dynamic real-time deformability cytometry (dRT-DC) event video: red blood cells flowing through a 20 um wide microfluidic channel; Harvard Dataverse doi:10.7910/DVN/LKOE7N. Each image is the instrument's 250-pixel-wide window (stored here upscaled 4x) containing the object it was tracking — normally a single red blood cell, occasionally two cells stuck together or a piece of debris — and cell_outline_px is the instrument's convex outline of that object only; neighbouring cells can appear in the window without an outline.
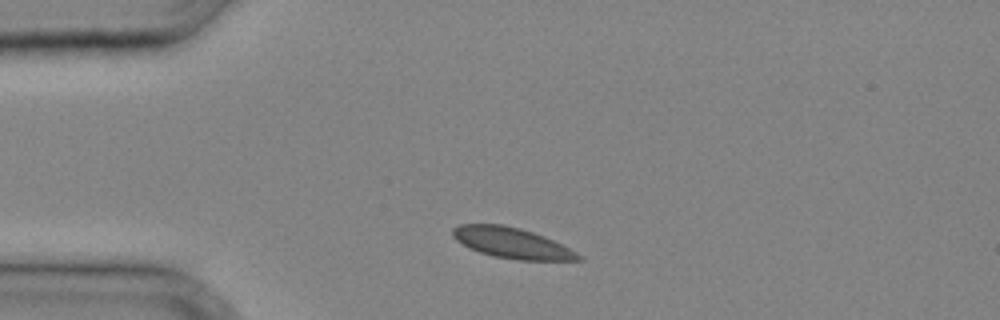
{"species": "common noctule bat (a hibernating species)", "species_latin": "Nyctalus noctula", "temperature_condition": "cold", "stored_images_in_passage": 27, "camera_frame_rate_fps": 3000, "um_per_image_px": 0.085, "animal": {"sex": "male", "body_mass_g": 20.4}, "frame": {"image": 1, "passage_image": 1, "time_ms": 0.0, "image_size_px": [1000, 320], "cell_outline_px": [[584, 260], [516, 260], [492, 256], [468, 248], [456, 240], [452, 236], [452, 228], [460, 224], [500, 224], [520, 228], [544, 236], [576, 252]], "centroid_in_image_um": [43.45, 20.65], "position_along_channel_um": 41.5, "area_um2": 22.31}}
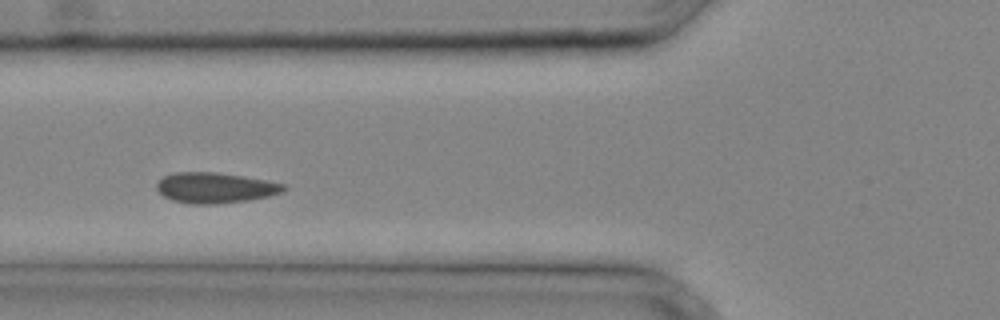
{"frame": {"image": 2, "passage_image": 6, "time_ms": 1.667, "image_size_px": [1000, 320], "cell_outline_px": [[288, 188], [280, 192], [268, 196], [248, 200], [216, 204], [188, 204], [172, 200], [164, 196], [156, 188], [156, 184], [164, 176], [176, 172], [220, 172], [244, 176], [284, 184]], "centroid_in_image_um": [18.27, 15.96], "position_along_channel_um": 107.5, "area_um2": 22.54}}
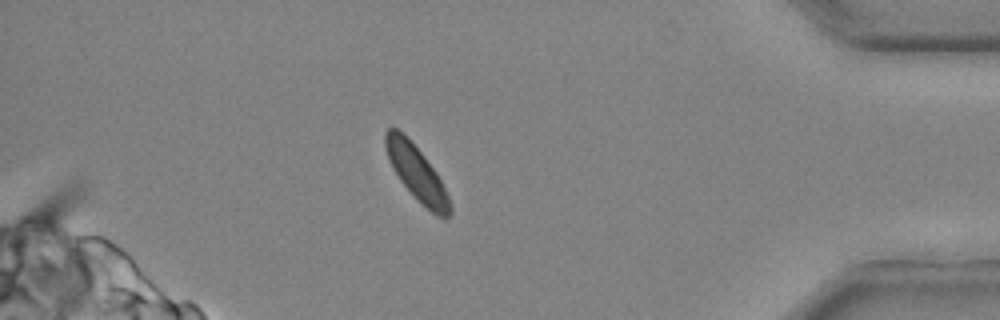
{"frame": {"image": 3, "passage_image": 24, "time_ms": 7.667, "image_size_px": [1000, 320], "cell_outline_px": [[452, 212], [444, 220], [436, 216], [416, 200], [400, 180], [392, 168], [388, 160], [384, 148], [384, 132], [388, 128], [396, 128], [424, 156], [436, 172], [452, 204]], "centroid_in_image_um": [35.41, 14.77], "position_along_channel_um": 399.8, "area_um2": 20.52}}